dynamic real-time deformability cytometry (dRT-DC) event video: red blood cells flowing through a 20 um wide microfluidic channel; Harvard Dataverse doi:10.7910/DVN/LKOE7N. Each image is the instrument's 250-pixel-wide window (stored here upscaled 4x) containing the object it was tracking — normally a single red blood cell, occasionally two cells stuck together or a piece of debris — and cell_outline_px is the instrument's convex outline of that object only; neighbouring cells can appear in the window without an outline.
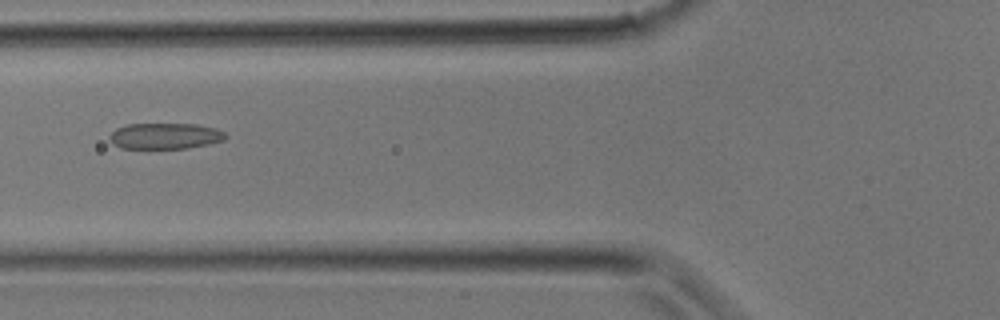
{"species": "common noctule bat (a hibernating species)", "species_latin": "Nyctalus noctula", "temperature_condition": "room temperature", "stored_images_in_passage": 8, "camera_frame_rate_fps": 3000, "um_per_image_px": 0.085, "animal": {"sex": "male", "body_mass_g": 17.9}, "frame": {"image": 1, "passage_image": 3, "time_ms": 0.667, "image_size_px": [1000, 320], "cell_outline_px": [[228, 136], [224, 140], [208, 144], [188, 148], [120, 148], [112, 144], [108, 140], [108, 136], [116, 128], [124, 124], [196, 124], [216, 128], [224, 132]], "centroid_in_image_um": [14.0, 11.55], "position_along_channel_um": 111.8, "area_um2": 17.74}}
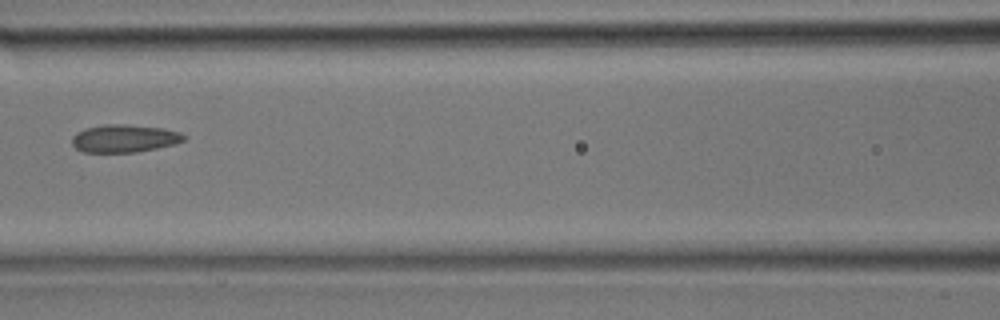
{"frame": {"image": 2, "passage_image": 5, "time_ms": 1.333, "image_size_px": [1000, 320], "cell_outline_px": [[184, 140], [172, 144], [156, 148], [136, 152], [84, 152], [76, 148], [72, 144], [72, 136], [76, 132], [84, 128], [104, 124], [124, 124], [164, 128], [180, 132], [184, 136]], "centroid_in_image_um": [10.52, 11.75], "position_along_channel_um": 156.1, "area_um2": 18.03}}
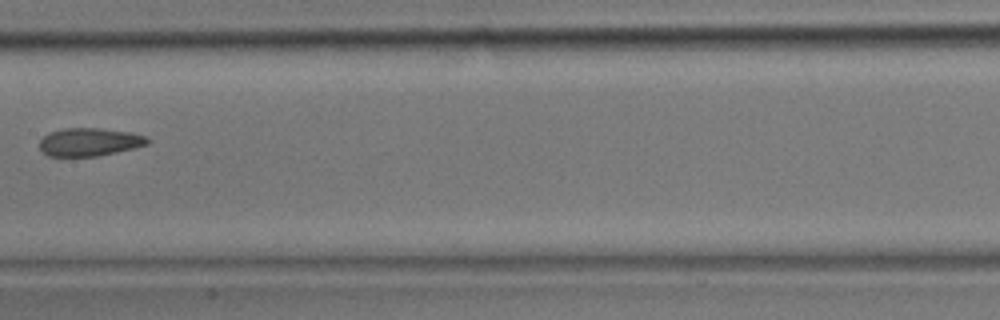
{"frame": {"image": 3, "passage_image": 7, "time_ms": 2.0, "image_size_px": [1000, 320], "cell_outline_px": [[152, 140], [148, 144], [100, 156], [48, 156], [40, 148], [40, 140], [48, 132], [64, 128], [100, 128], [132, 132], [148, 136]], "centroid_in_image_um": [7.64, 12.06], "position_along_channel_um": 199.8, "area_um2": 17.8}}